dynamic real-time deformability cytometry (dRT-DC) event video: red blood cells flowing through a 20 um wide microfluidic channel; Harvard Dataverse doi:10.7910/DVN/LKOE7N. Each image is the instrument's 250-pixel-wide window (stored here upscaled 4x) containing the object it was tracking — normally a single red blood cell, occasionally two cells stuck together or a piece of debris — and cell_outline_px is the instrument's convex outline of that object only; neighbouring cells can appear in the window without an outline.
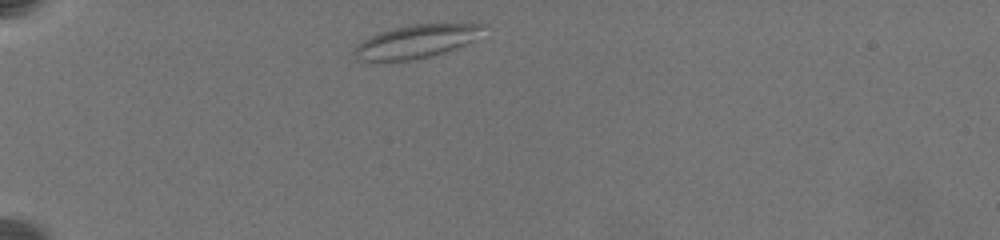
{"species": "common noctule bat (a hibernating species)", "species_latin": "Nyctalus noctula", "temperature_condition": "warm", "stored_images_in_passage": 3, "camera_frame_rate_fps": 3000, "um_per_image_px": 0.085, "animal": {"sex": "female", "body_mass_g": 19.5, "forearm_length_mm": 54.1}, "frame": {"image": 1, "passage_image": 1, "time_ms": 0.0, "image_size_px": [1000, 240], "cell_outline_px": [[488, 24], [472, 40], [464, 44], [444, 52], [428, 56], [408, 60], [364, 60], [352, 56], [352, 52], [356, 44], [380, 32], [392, 28], [412, 24]], "centroid_in_image_um": [35.32, 3.51], "position_along_channel_um": 49.7, "area_um2": 24.28}}